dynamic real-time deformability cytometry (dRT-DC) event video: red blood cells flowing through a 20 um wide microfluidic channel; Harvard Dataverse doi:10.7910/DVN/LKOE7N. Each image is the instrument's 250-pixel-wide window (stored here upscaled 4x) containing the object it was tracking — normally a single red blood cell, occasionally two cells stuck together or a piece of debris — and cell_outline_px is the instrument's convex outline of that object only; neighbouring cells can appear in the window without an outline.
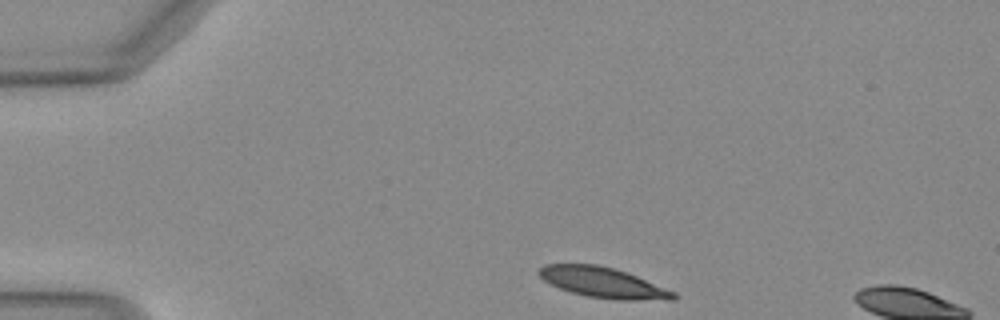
{"species": "Egyptian fruit bat (a non-hibernating species)", "species_latin": "Rousettus aegyptiacus", "temperature_condition": "warm", "stored_images_in_passage": 6, "camera_frame_rate_fps": 3000, "um_per_image_px": 0.085, "animal": {"sex": "female"}, "frame": {"image": 1, "passage_image": 1, "time_ms": 0.0, "image_size_px": [1000, 320], "cell_outline_px": [[680, 296], [676, 300], [616, 300], [588, 296], [572, 292], [560, 288], [544, 280], [536, 272], [544, 264], [596, 264], [612, 268], [636, 276], [676, 292]], "centroid_in_image_um": [51.3, 24.03], "position_along_channel_um": 33.7, "area_um2": 23.7}}